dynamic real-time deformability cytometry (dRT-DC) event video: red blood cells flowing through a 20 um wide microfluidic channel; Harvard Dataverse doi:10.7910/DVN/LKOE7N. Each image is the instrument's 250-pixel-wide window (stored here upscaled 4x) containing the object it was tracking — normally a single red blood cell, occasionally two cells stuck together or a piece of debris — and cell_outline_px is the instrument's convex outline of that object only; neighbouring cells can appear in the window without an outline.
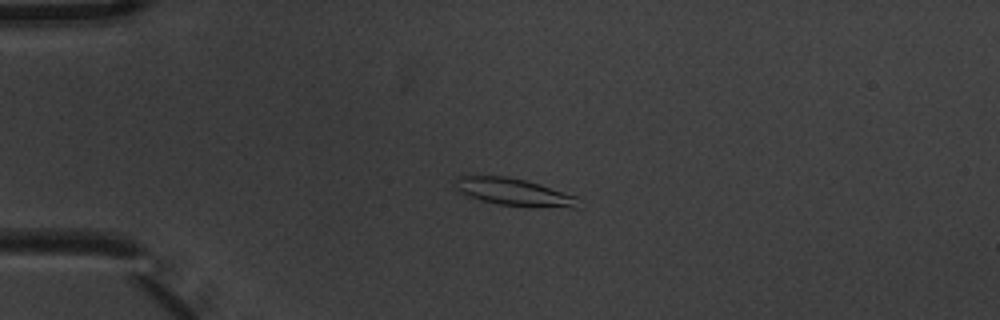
{"species": "common noctule bat (a hibernating species)", "species_latin": "Nyctalus noctula", "temperature_condition": "warm", "stored_images_in_passage": 6, "camera_frame_rate_fps": 3000, "um_per_image_px": 0.085, "animal": {"sex": "male", "body_mass_g": 20.1, "forearm_length_mm": 53.5}, "frame": {"image": 1, "passage_image": 4, "time_ms": 1.0, "image_size_px": [1000, 320], "cell_outline_px": [[580, 208], [532, 208], [500, 204], [480, 200], [468, 196], [460, 192], [452, 184], [452, 180], [460, 176], [508, 176], [540, 184], [576, 196]], "centroid_in_image_um": [43.69, 16.34], "position_along_channel_um": 41.3, "area_um2": 20.0}}